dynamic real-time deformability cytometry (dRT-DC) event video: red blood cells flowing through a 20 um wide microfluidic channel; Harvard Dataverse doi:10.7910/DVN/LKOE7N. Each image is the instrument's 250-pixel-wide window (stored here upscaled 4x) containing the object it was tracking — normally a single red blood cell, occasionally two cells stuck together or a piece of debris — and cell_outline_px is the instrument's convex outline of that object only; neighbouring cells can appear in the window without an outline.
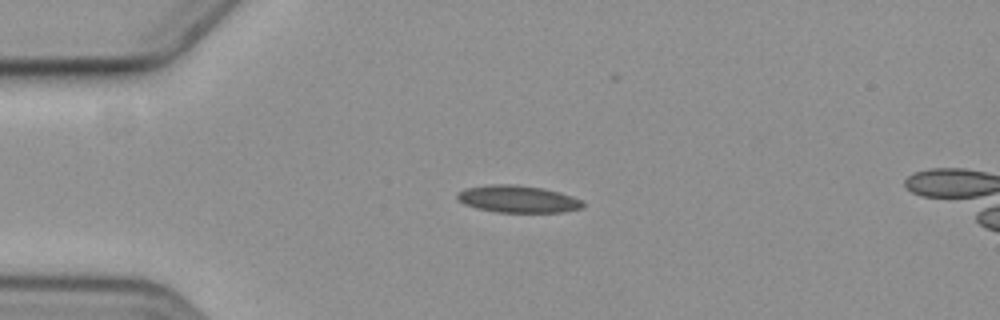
{"species": "common noctule bat (a hibernating species)", "species_latin": "Nyctalus noctula", "temperature_condition": "cold", "stored_images_in_passage": 3, "camera_frame_rate_fps": 3000, "um_per_image_px": 0.085, "animal": {"sex": "female", "body_mass_g": 19.3, "forearm_length_mm": 54.1}, "frame": {"image": 1, "passage_image": 1, "time_ms": 0.0, "image_size_px": [1000, 320], "cell_outline_px": [[584, 208], [564, 212], [496, 212], [476, 208], [464, 204], [456, 200], [456, 196], [464, 188], [492, 184], [516, 184], [544, 188], [560, 192], [580, 200], [584, 204]], "centroid_in_image_um": [44.0, 16.92], "position_along_channel_um": 41.0, "area_um2": 20.0}}
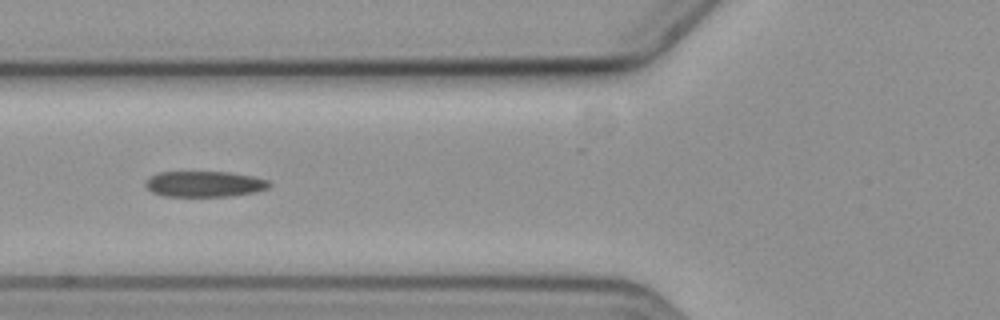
{"frame": {"image": 2, "passage_image": 3, "time_ms": 2.667, "image_size_px": [1000, 320], "cell_outline_px": [[272, 184], [268, 188], [256, 192], [228, 196], [164, 196], [152, 192], [144, 184], [152, 176], [160, 172], [228, 172], [252, 176], [268, 180]], "centroid_in_image_um": [17.41, 15.64], "position_along_channel_um": 108.4, "area_um2": 18.44}}